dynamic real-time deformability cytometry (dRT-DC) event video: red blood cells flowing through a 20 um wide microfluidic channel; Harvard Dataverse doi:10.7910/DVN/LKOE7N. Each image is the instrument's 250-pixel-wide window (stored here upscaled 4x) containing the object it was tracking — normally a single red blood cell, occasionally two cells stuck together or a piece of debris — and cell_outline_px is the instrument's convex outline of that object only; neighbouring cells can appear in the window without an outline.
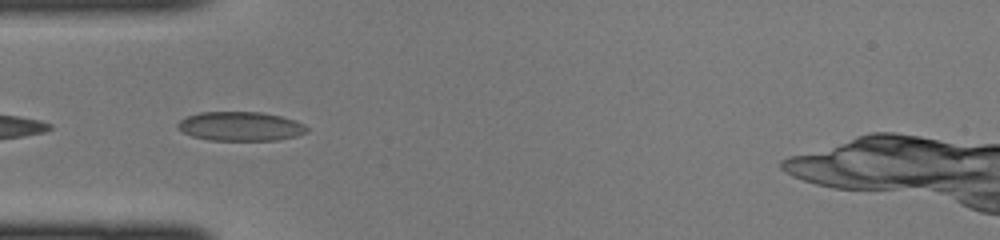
{"species": "common noctule bat (a hibernating species)", "species_latin": "Nyctalus noctula", "temperature_condition": "cold", "stored_images_in_passage": 19, "camera_frame_rate_fps": 3000, "um_per_image_px": 0.085, "animal": {"sex": "female", "body_mass_g": 22.0, "forearm_length_mm": 56.7}, "frame": {"image": 1, "passage_image": 13, "time_ms": 4.0, "image_size_px": [1000, 240], "cell_outline_px": [[308, 132], [296, 136], [276, 140], [208, 140], [192, 136], [176, 128], [176, 124], [180, 120], [188, 116], [200, 112], [260, 112], [280, 116], [296, 120], [304, 124], [308, 128]], "centroid_in_image_um": [20.44, 10.74], "position_along_channel_um": 64.6, "area_um2": 21.96}}
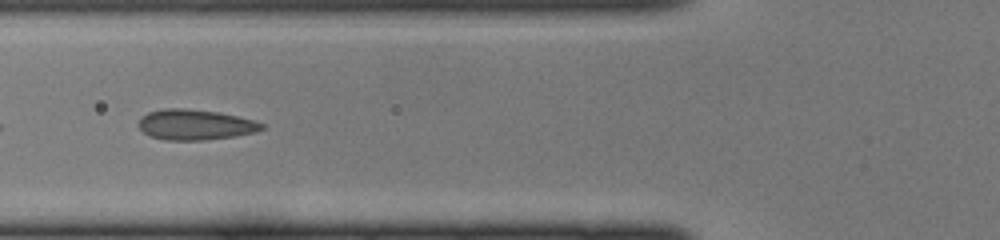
{"frame": {"image": 2, "passage_image": 16, "time_ms": 5.0, "image_size_px": [1000, 240], "cell_outline_px": [[264, 128], [256, 132], [236, 136], [204, 140], [164, 140], [152, 136], [144, 132], [140, 128], [140, 120], [148, 112], [164, 108], [184, 108], [220, 112], [252, 120], [264, 124]], "centroid_in_image_um": [16.62, 10.6], "position_along_channel_um": 109.2, "area_um2": 21.68}}